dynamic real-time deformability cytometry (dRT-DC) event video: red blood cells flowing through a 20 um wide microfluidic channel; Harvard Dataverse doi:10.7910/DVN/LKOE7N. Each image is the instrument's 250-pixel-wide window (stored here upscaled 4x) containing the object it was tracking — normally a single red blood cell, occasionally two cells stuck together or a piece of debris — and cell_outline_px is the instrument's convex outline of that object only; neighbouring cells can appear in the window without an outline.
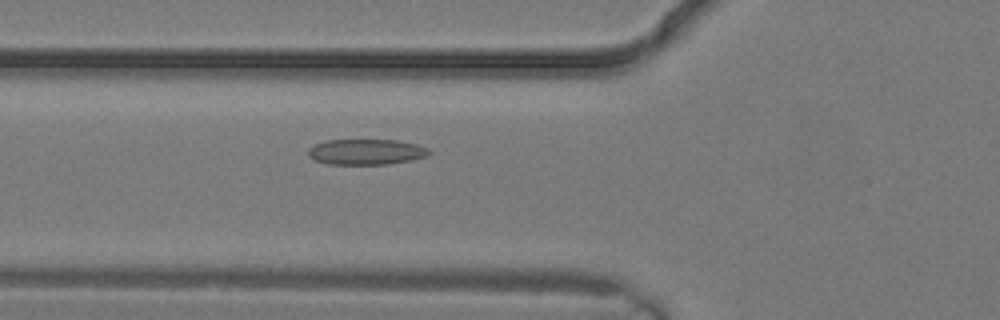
{"species": "common noctule bat (a hibernating species)", "species_latin": "Nyctalus noctula", "temperature_condition": "warm", "stored_images_in_passage": 3, "camera_frame_rate_fps": 3000, "um_per_image_px": 0.085, "animal": {"sex": "male", "body_mass_g": 19.2, "forearm_length_mm": 51.8}, "frame": {"image": 1, "passage_image": 3, "time_ms": 0.667, "image_size_px": [1000, 320], "cell_outline_px": [[432, 152], [428, 156], [412, 160], [388, 164], [328, 164], [312, 160], [308, 156], [308, 148], [324, 140], [396, 140], [416, 144], [428, 148]], "centroid_in_image_um": [31.11, 12.91], "position_along_channel_um": 94.7, "area_um2": 18.21}}